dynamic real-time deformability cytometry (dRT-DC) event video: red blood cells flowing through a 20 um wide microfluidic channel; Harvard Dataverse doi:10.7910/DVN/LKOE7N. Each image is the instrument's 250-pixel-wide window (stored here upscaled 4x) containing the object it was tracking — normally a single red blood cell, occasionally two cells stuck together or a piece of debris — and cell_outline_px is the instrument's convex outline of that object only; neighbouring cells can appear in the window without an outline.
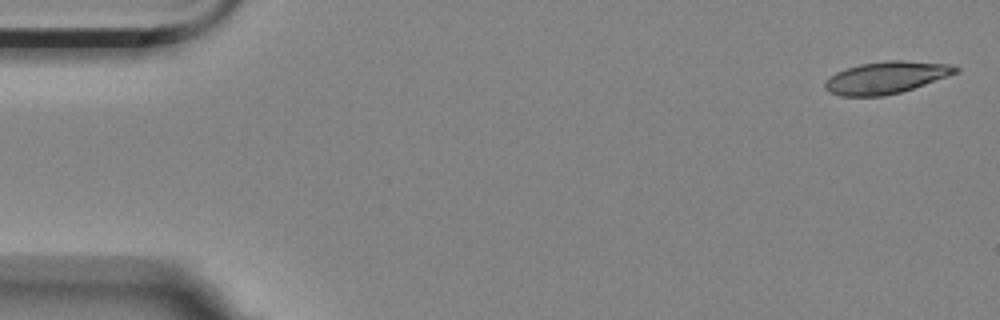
{"species": "Egyptian fruit bat (a non-hibernating species)", "species_latin": "Rousettus aegyptiacus", "temperature_condition": "room temperature", "stored_images_in_passage": 6, "camera_frame_rate_fps": 3000, "um_per_image_px": 0.085, "animal": {"sex": "female"}, "frame": {"image": 1, "passage_image": 1, "time_ms": 0.0, "image_size_px": [1000, 320], "cell_outline_px": [[960, 72], [900, 92], [884, 96], [840, 96], [828, 92], [824, 88], [824, 84], [836, 72], [860, 64], [888, 60], [904, 60], [948, 64], [960, 68]], "centroid_in_image_um": [75.33, 6.59], "position_along_channel_um": 9.7, "area_um2": 24.22}}
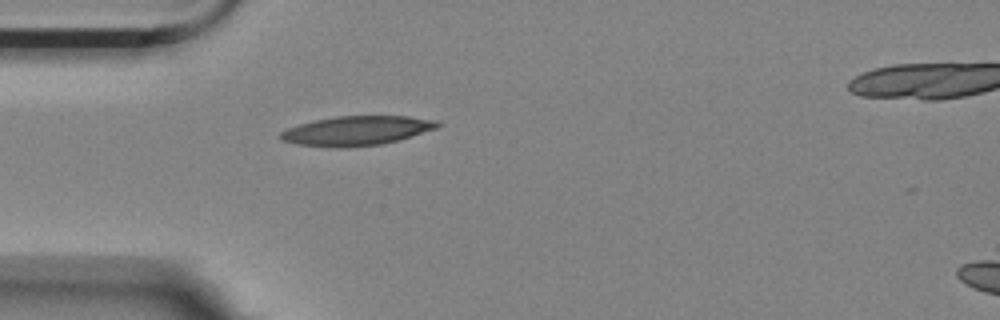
{"frame": {"image": 2, "passage_image": 5, "time_ms": 1.333, "image_size_px": [1000, 320], "cell_outline_px": [[440, 124], [436, 128], [396, 140], [380, 144], [348, 148], [336, 148], [296, 144], [280, 140], [276, 136], [280, 132], [288, 128], [312, 120], [336, 116], [408, 116], [436, 120]], "centroid_in_image_um": [30.22, 11.11], "position_along_channel_um": 54.8, "area_um2": 26.88}}